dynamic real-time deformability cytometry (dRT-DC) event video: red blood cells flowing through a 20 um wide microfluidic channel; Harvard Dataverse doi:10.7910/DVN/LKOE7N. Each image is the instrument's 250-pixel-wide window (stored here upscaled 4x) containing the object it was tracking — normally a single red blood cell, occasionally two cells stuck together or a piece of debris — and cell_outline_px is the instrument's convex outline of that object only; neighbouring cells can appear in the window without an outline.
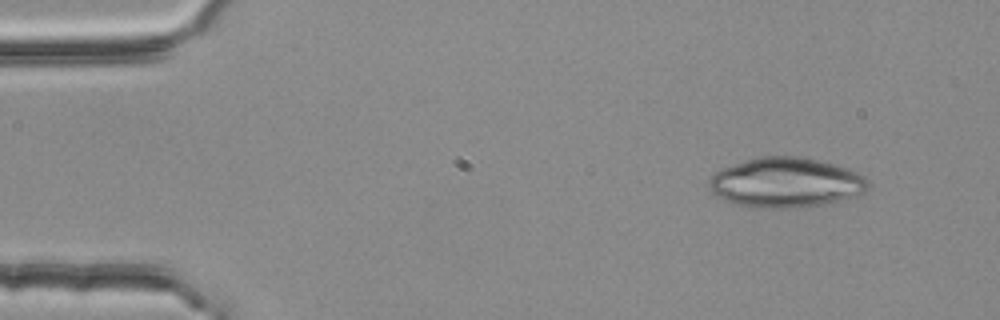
{"species": "common noctule bat (a hibernating species)", "species_latin": "Nyctalus noctula", "temperature_condition": "room temperature", "stored_images_in_passage": 4, "camera_frame_rate_fps": 3000, "um_per_image_px": 0.085, "animal": {"sex": "female", "body_mass_g": 25.1}, "frame": {"image": 1, "passage_image": 1, "time_ms": 0.0, "image_size_px": [1000, 320], "cell_outline_px": [[868, 188], [864, 192], [856, 196], [824, 204], [784, 208], [752, 208], [736, 204], [724, 200], [708, 188], [708, 180], [716, 172], [724, 168], [756, 156], [796, 156], [836, 164], [856, 172], [864, 176], [868, 180]], "centroid_in_image_um": [66.79, 15.52], "position_along_channel_um": 18.2, "area_um2": 46.07}}